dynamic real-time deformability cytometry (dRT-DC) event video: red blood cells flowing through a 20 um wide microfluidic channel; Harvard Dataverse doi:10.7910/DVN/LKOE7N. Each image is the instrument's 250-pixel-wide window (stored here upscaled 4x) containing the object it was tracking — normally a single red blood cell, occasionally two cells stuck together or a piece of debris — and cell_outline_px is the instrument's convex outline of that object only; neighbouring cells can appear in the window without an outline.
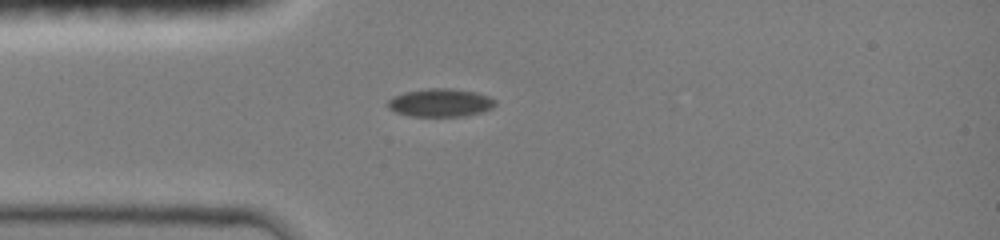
{"species": "common noctule bat (a hibernating species)", "species_latin": "Nyctalus noctula", "temperature_condition": "room temperature", "stored_images_in_passage": 56, "camera_frame_rate_fps": 3000, "um_per_image_px": 0.085, "animal": {"sex": "female", "body_mass_g": 19.0, "forearm_length_mm": 51.5}, "frame": {"image": 1, "passage_image": 1, "time_ms": 0.0, "image_size_px": [1000, 240], "cell_outline_px": [[496, 104], [492, 108], [480, 112], [464, 116], [412, 116], [396, 112], [388, 108], [388, 100], [392, 96], [404, 92], [428, 88], [452, 88], [476, 92], [488, 96], [496, 100]], "centroid_in_image_um": [37.43, 8.72], "position_along_channel_um": 47.6, "area_um2": 17.63}}
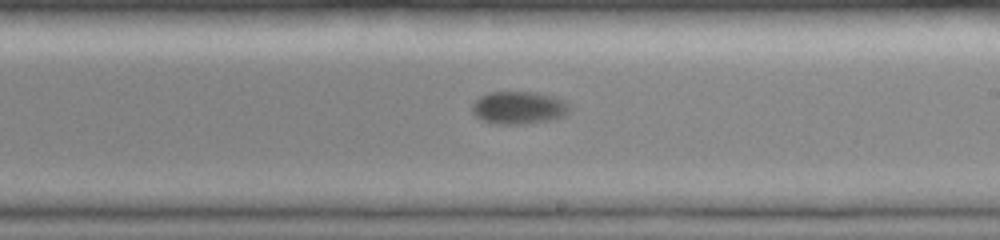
{"frame": {"image": 2, "passage_image": 23, "time_ms": 5.0, "image_size_px": [1000, 240], "cell_outline_px": [[568, 112], [564, 116], [548, 120], [524, 124], [496, 124], [480, 120], [472, 112], [472, 104], [480, 96], [488, 92], [536, 92], [552, 96], [564, 100], [568, 104]], "centroid_in_image_um": [44.05, 9.15], "position_along_channel_um": 244.9, "area_um2": 18.55}}
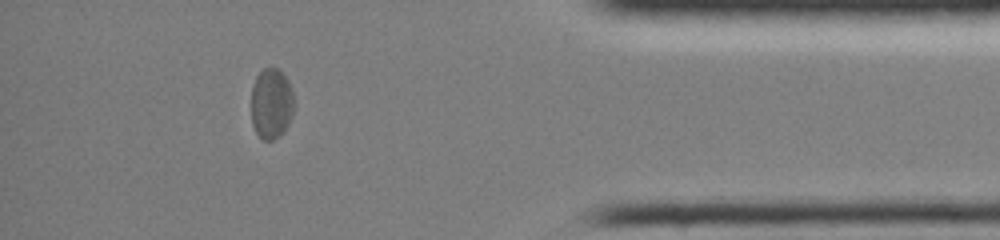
{"frame": {"image": 3, "passage_image": 47, "time_ms": 9.667, "image_size_px": [1000, 240], "cell_outline_px": [[296, 104], [292, 116], [284, 132], [280, 136], [272, 140], [264, 140], [256, 132], [252, 124], [252, 84], [256, 76], [264, 68], [276, 68], [288, 80]], "centroid_in_image_um": [23.08, 8.82], "position_along_channel_um": 412.1, "area_um2": 17.74}, "authors_computed_cell_mechanics": {"area_um2": 18.3804, "velocity_mm_per_s": 4.1036, "shape_relaxation_time_tau1_ms": 2.4259, "shape_relaxation_time_tau2_ms": null, "deformation_change_tau1": 0.0701, "deformation_change_tau2": null}}